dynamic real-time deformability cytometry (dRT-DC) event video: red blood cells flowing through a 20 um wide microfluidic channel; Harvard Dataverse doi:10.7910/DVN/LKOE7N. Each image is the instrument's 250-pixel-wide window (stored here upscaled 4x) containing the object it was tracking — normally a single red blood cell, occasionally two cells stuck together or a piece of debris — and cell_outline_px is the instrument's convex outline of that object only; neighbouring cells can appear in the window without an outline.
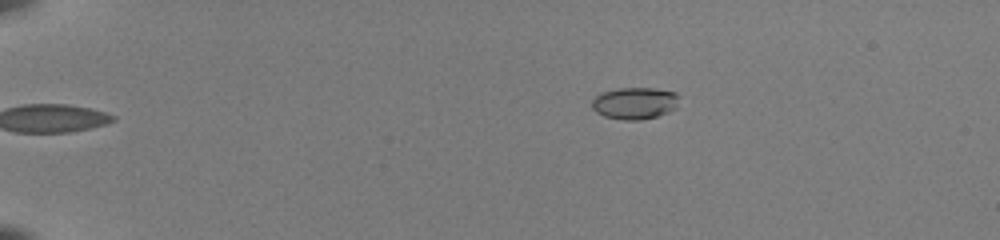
{"species": "common noctule bat (a hibernating species)", "species_latin": "Nyctalus noctula", "temperature_condition": "room temperature", "stored_images_in_passage": 49, "camera_frame_rate_fps": 3000, "um_per_image_px": 0.085, "animal": {"sex": "female", "body_mass_g": 22.0, "forearm_length_mm": 56.7}, "frame": {"image": 1, "passage_image": 7, "time_ms": 2.0, "image_size_px": [1000, 240], "cell_outline_px": [[680, 96], [676, 108], [668, 112], [656, 116], [640, 120], [624, 120], [604, 116], [596, 112], [592, 108], [592, 100], [596, 96], [604, 92], [620, 88], [652, 88], [676, 92]], "centroid_in_image_um": [53.98, 8.77], "position_along_channel_um": 31.0, "area_um2": 16.18}}
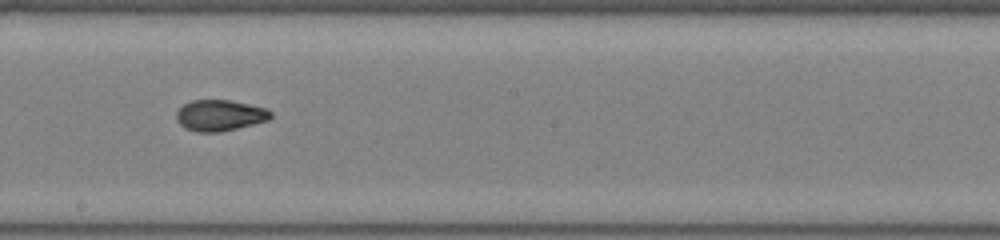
{"frame": {"image": 2, "passage_image": 29, "time_ms": 9.333, "image_size_px": [1000, 240], "cell_outline_px": [[272, 116], [268, 120], [220, 132], [196, 132], [184, 128], [176, 120], [176, 112], [184, 104], [192, 100], [228, 100], [248, 104], [264, 108], [272, 112]], "centroid_in_image_um": [18.65, 9.81], "position_along_channel_um": 229.6, "area_um2": 16.94}}
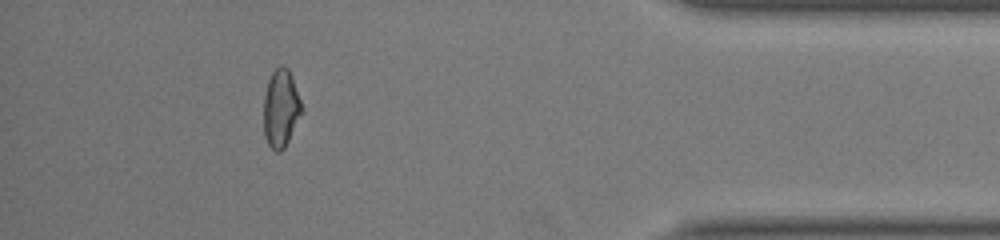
{"frame": {"image": 3, "passage_image": 45, "time_ms": 14.667, "image_size_px": [1000, 240], "cell_outline_px": [[300, 112], [288, 140], [284, 148], [280, 152], [276, 152], [268, 144], [264, 136], [264, 96], [268, 80], [272, 72], [280, 64], [284, 64], [288, 68], [292, 76], [300, 100]], "centroid_in_image_um": [23.83, 9.17], "position_along_channel_um": 411.4, "area_um2": 16.82}, "authors_computed_cell_mechanics": {"area_um2": 16.8776, "velocity_mm_per_s": 4.0177, "shape_relaxation_time_tau1_ms": null, "shape_relaxation_time_tau2_ms": 1.4492, "deformation_change_tau1": null, "deformation_change_tau2": 0.0519}}